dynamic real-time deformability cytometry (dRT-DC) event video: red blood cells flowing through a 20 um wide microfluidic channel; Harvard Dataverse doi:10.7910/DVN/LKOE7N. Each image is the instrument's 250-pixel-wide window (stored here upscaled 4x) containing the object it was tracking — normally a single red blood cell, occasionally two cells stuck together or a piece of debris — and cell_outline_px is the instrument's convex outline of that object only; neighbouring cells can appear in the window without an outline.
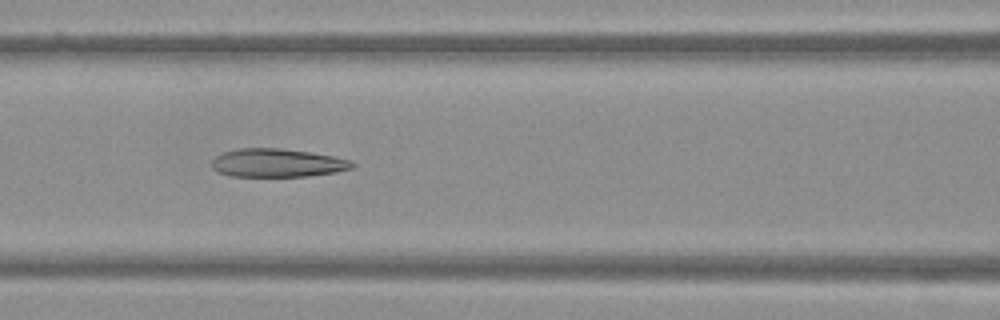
{"species": "Egyptian fruit bat (a non-hibernating species)", "species_latin": "Rousettus aegyptiacus", "temperature_condition": "warm", "stored_images_in_passage": 50, "camera_frame_rate_fps": 3000, "um_per_image_px": 0.085, "frame": {"image": 1, "passage_image": 22, "time_ms": 7.0, "image_size_px": [1000, 320], "cell_outline_px": [[356, 168], [336, 172], [308, 176], [232, 176], [220, 172], [212, 168], [212, 160], [216, 156], [224, 152], [240, 148], [280, 148], [308, 152], [332, 156], [352, 160], [356, 164]], "centroid_in_image_um": [23.62, 13.85], "position_along_channel_um": 143.0, "area_um2": 23.18}}
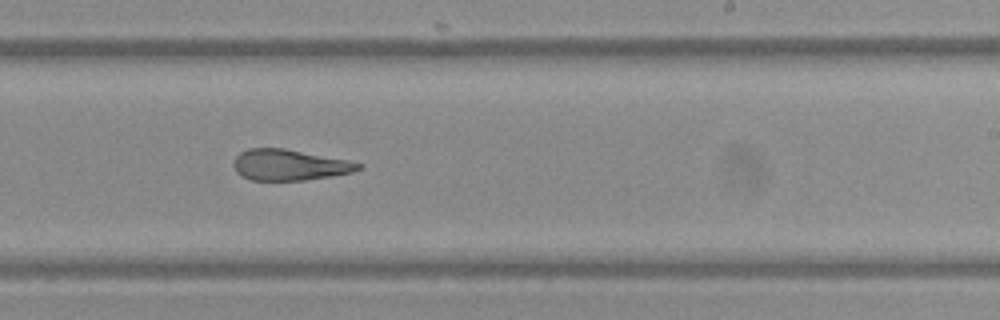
{"frame": {"image": 2, "passage_image": 31, "time_ms": 10.0, "image_size_px": [1000, 320], "cell_outline_px": [[364, 168], [352, 172], [332, 176], [304, 180], [252, 180], [236, 172], [232, 164], [236, 156], [240, 152], [248, 148], [284, 148], [348, 160], [364, 164]], "centroid_in_image_um": [24.62, 14.01], "position_along_channel_um": 264.4, "area_um2": 22.54}}
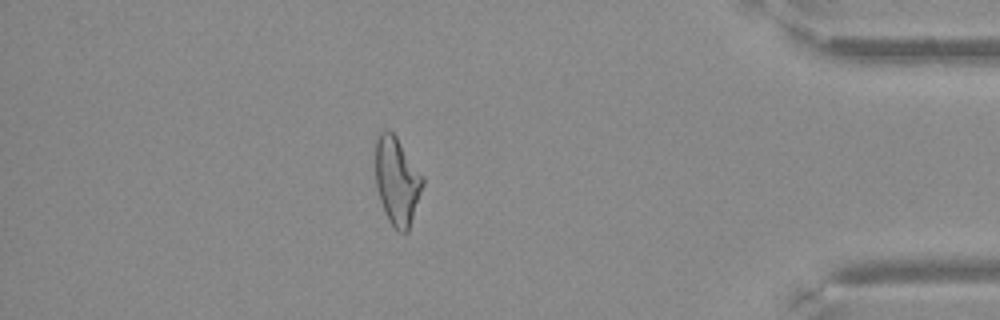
{"frame": {"image": 3, "passage_image": 44, "time_ms": 14.333, "image_size_px": [1000, 320], "cell_outline_px": [[424, 184], [408, 232], [396, 232], [388, 220], [384, 212], [376, 188], [376, 136], [384, 128], [388, 128], [396, 136], [424, 176]], "centroid_in_image_um": [33.75, 15.38], "position_along_channel_um": 401.5, "area_um2": 24.51}}